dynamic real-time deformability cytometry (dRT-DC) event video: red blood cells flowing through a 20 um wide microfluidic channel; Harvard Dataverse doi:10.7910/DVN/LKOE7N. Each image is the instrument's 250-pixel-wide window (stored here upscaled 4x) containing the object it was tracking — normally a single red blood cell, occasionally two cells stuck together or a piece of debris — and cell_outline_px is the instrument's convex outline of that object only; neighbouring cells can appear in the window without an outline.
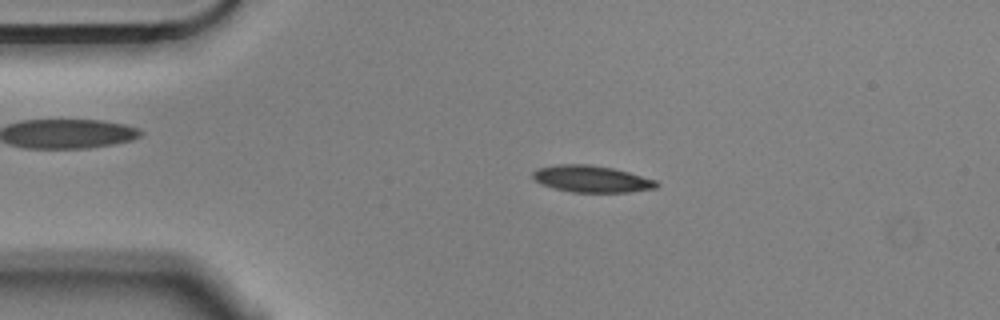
{"species": "Egyptian fruit bat (a non-hibernating species)", "species_latin": "Rousettus aegyptiacus", "temperature_condition": "cold", "stored_images_in_passage": 55, "camera_frame_rate_fps": 3000, "um_per_image_px": 0.085, "animal": {"sex": "male"}, "frame": {"image": 1, "passage_image": 11, "time_ms": 3.333, "image_size_px": [1000, 320], "cell_outline_px": [[660, 184], [656, 188], [628, 192], [572, 192], [540, 184], [532, 176], [532, 172], [536, 168], [556, 164], [588, 164], [612, 168], [628, 172], [656, 180]], "centroid_in_image_um": [50.27, 15.2], "position_along_channel_um": 34.7, "area_um2": 19.25}}
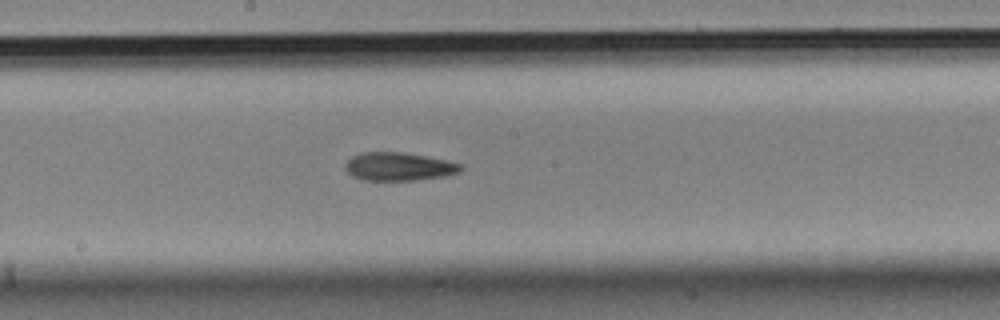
{"frame": {"image": 2, "passage_image": 29, "time_ms": 9.333, "image_size_px": [1000, 320], "cell_outline_px": [[464, 168], [460, 172], [448, 176], [416, 180], [364, 180], [352, 176], [344, 168], [344, 164], [352, 156], [364, 152], [404, 152], [464, 164]], "centroid_in_image_um": [33.92, 14.16], "position_along_channel_um": 214.3, "area_um2": 19.13}}
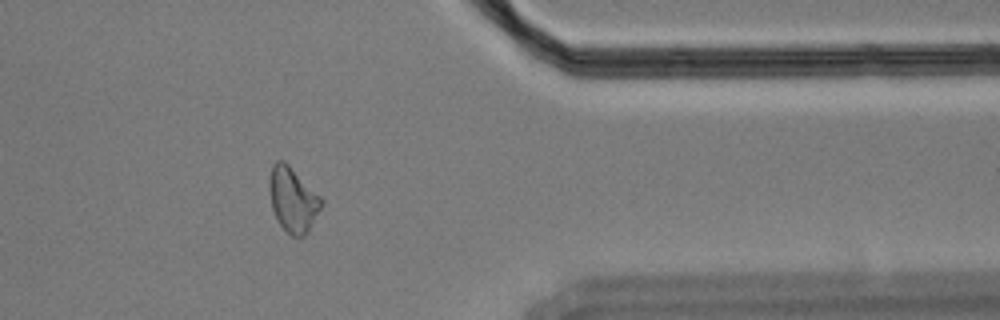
{"frame": {"image": 3, "passage_image": 45, "time_ms": 14.667, "image_size_px": [1000, 320], "cell_outline_px": [[324, 204], [308, 232], [304, 236], [292, 236], [276, 220], [272, 208], [268, 188], [268, 180], [272, 164], [276, 160], [284, 160], [324, 200]], "centroid_in_image_um": [24.88, 16.96], "position_along_channel_um": 386.5, "area_um2": 19.77}, "authors_computed_cell_mechanics": {"area_um2": 19.2474, "velocity_mm_per_s": 3.5528, "shape_relaxation_time_tau1_ms": 10.3169, "shape_relaxation_time_tau2_ms": 9.8063, "deformation_change_tau1": 0.1837, "deformation_change_tau2": 0.1897}}